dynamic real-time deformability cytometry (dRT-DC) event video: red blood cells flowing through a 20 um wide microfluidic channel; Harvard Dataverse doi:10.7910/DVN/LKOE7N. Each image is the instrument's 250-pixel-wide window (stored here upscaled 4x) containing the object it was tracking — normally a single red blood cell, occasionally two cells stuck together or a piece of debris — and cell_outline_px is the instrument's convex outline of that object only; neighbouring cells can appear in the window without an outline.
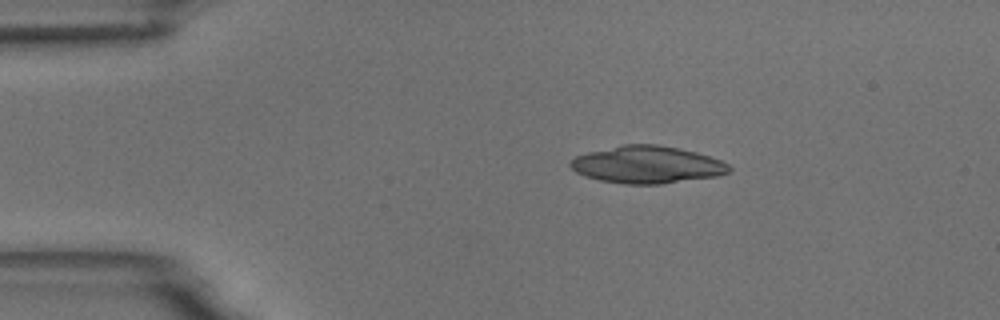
{"species": "common noctule bat (a hibernating species)", "species_latin": "Nyctalus noctula", "temperature_condition": "room temperature", "stored_images_in_passage": 5, "camera_frame_rate_fps": 3000, "um_per_image_px": 0.085, "animal": {"sex": "male", "body_mass_g": 18.8}, "frame": {"image": 1, "passage_image": 1, "time_ms": 0.0, "image_size_px": [1000, 320], "cell_outline_px": [[732, 172], [716, 176], [660, 184], [624, 184], [600, 180], [576, 172], [568, 164], [576, 156], [588, 152], [624, 144], [656, 144], [680, 148], [696, 152], [720, 160], [728, 164], [732, 168]], "centroid_in_image_um": [55.03, 13.99], "position_along_channel_um": 30.0, "area_um2": 34.33}}